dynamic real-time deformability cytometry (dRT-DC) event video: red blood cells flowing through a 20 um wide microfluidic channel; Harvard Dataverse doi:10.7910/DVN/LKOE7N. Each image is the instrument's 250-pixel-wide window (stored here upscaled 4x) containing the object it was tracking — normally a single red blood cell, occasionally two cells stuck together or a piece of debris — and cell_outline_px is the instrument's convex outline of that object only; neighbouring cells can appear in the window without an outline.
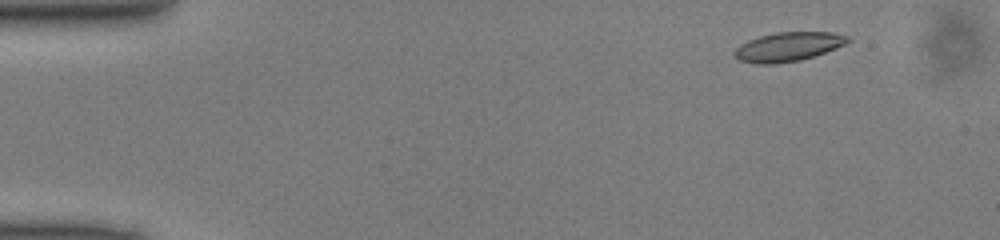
{"species": "common noctule bat (a hibernating species)", "species_latin": "Nyctalus noctula", "temperature_condition": "cold", "stored_images_in_passage": 47, "camera_frame_rate_fps": 3000, "um_per_image_px": 0.085, "animal": {"sex": "male", "body_mass_g": 13.0, "forearm_length_mm": 53.1}, "frame": {"image": 1, "passage_image": 3, "time_ms": 0.667, "image_size_px": [1000, 240], "cell_outline_px": [[852, 40], [836, 48], [800, 60], [776, 64], [756, 64], [740, 60], [732, 56], [732, 52], [740, 44], [748, 40], [760, 36], [776, 32], [832, 32], [848, 36]], "centroid_in_image_um": [66.95, 3.97], "position_along_channel_um": 18.0, "area_um2": 19.25}}
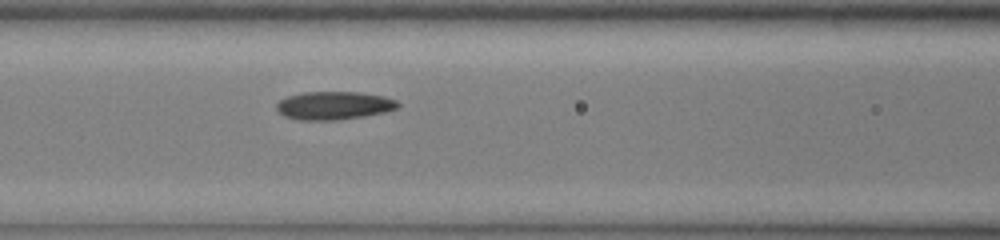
{"frame": {"image": 2, "passage_image": 19, "time_ms": 6.0, "image_size_px": [1000, 240], "cell_outline_px": [[400, 104], [396, 108], [384, 112], [364, 116], [336, 120], [300, 120], [284, 116], [276, 108], [276, 104], [280, 100], [288, 96], [304, 92], [360, 92], [384, 96], [396, 100]], "centroid_in_image_um": [28.38, 8.96], "position_along_channel_um": 138.2, "area_um2": 19.83}}
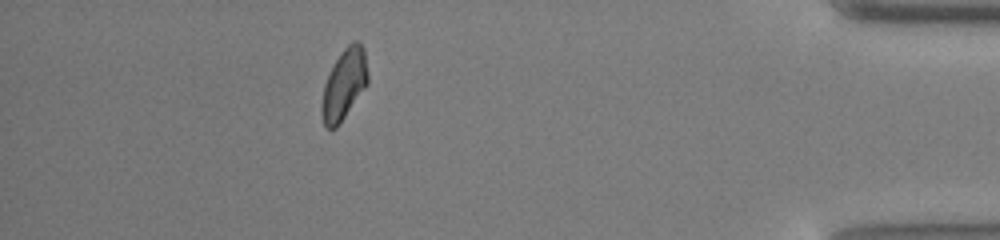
{"frame": {"image": 3, "passage_image": 42, "time_ms": 13.667, "image_size_px": [1000, 240], "cell_outline_px": [[368, 84], [340, 124], [336, 128], [328, 128], [324, 124], [320, 112], [320, 108], [324, 84], [336, 60], [344, 48], [352, 40], [356, 40], [364, 48], [368, 72]], "centroid_in_image_um": [29.25, 7.19], "position_along_channel_um": 405.9, "area_um2": 19.02}}